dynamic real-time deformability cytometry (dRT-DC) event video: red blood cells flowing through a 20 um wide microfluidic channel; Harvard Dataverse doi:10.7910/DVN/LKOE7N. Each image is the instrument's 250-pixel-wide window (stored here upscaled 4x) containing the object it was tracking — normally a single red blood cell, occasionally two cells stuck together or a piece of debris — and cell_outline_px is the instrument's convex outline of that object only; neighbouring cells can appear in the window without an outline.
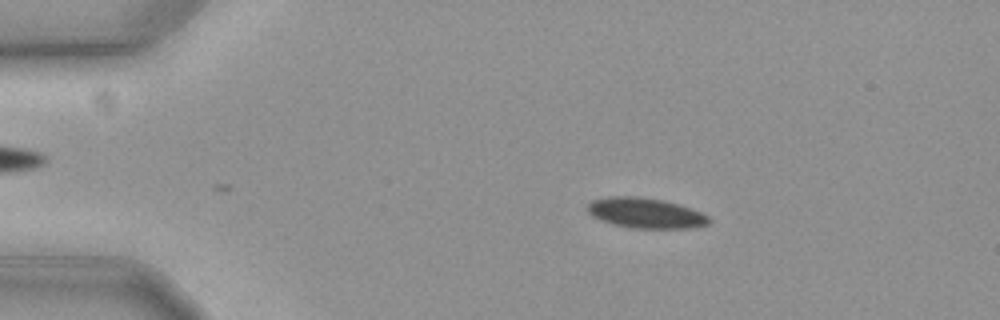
{"species": "common noctule bat (a hibernating species)", "species_latin": "Nyctalus noctula", "temperature_condition": "cold", "stored_images_in_passage": 45, "camera_frame_rate_fps": 3000, "um_per_image_px": 0.085, "animal": {"sex": "female", "body_mass_g": 19.3, "forearm_length_mm": 54.1}, "frame": {"image": 1, "passage_image": 4, "time_ms": 1.0, "image_size_px": [1000, 320], "cell_outline_px": [[712, 220], [708, 224], [692, 228], [628, 228], [612, 224], [600, 220], [592, 216], [588, 212], [588, 204], [592, 200], [612, 196], [636, 196], [660, 200], [680, 204], [700, 212], [708, 216]], "centroid_in_image_um": [54.87, 18.12], "position_along_channel_um": 30.1, "area_um2": 21.44}}
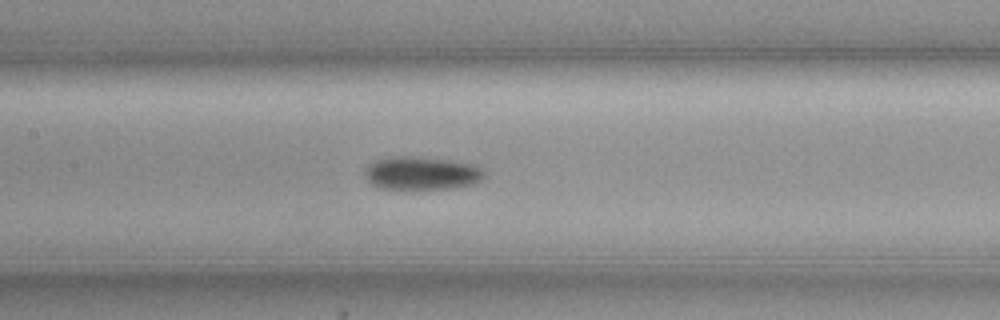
{"frame": {"image": 2, "passage_image": 21, "time_ms": 6.667, "image_size_px": [1000, 320], "cell_outline_px": [[484, 176], [480, 180], [472, 184], [452, 188], [380, 188], [372, 184], [368, 180], [364, 172], [364, 168], [376, 160], [400, 156], [444, 160], [472, 164], [484, 168]], "centroid_in_image_um": [35.84, 14.73], "position_along_channel_um": 171.6, "area_um2": 22.43}}
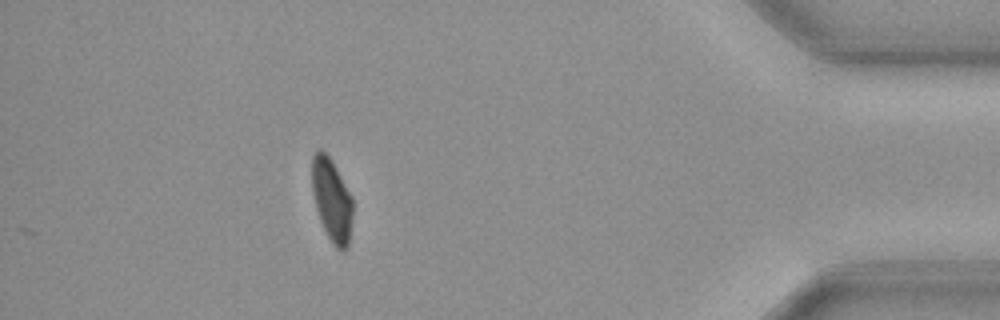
{"frame": {"image": 3, "passage_image": 45, "time_ms": 14.667, "image_size_px": [1000, 320], "cell_outline_px": [[352, 220], [348, 248], [344, 252], [336, 248], [332, 244], [320, 220], [316, 208], [312, 192], [312, 156], [316, 148], [320, 148], [332, 160], [352, 196]], "centroid_in_image_um": [28.2, 17.0], "position_along_channel_um": 407.0, "area_um2": 19.88}, "authors_computed_cell_mechanics": {"area_um2": 22.1374, "velocity_mm_per_s": 3.5891, "shape_relaxation_time_tau1_ms": 9.6975, "shape_relaxation_time_tau2_ms": null, "deformation_change_tau1": 0.1149, "deformation_change_tau2": null}}